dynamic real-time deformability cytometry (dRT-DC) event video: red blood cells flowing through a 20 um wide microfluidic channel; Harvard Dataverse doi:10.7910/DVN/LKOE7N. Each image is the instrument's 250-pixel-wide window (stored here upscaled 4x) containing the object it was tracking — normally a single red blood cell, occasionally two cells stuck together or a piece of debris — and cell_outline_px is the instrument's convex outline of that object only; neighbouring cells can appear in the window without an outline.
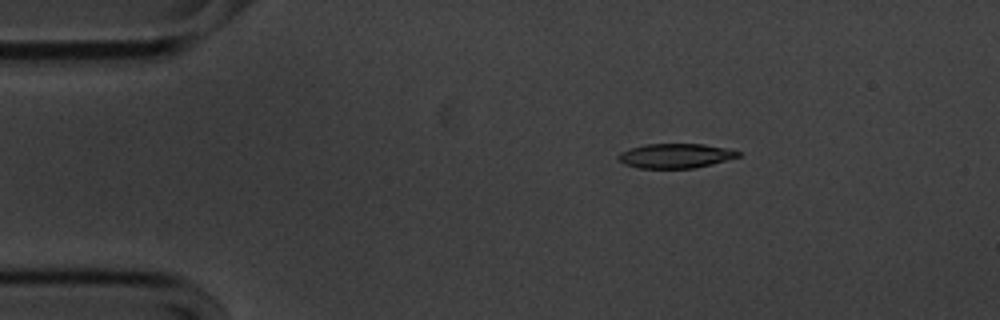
{"species": "common noctule bat (a hibernating species)", "species_latin": "Nyctalus noctula", "temperature_condition": "cold", "stored_images_in_passage": 47, "camera_frame_rate_fps": 3000, "um_per_image_px": 0.085, "animal": {"sex": "male", "body_mass_g": 20.1, "forearm_length_mm": 53.5}, "frame": {"image": 1, "passage_image": 1, "time_ms": 0.0, "image_size_px": [1000, 320], "cell_outline_px": [[740, 156], [692, 168], [640, 168], [624, 164], [616, 156], [620, 152], [632, 148], [648, 144], [704, 144], [724, 148], [740, 152]], "centroid_in_image_um": [57.36, 13.24], "position_along_channel_um": 27.6, "area_um2": 16.7}}
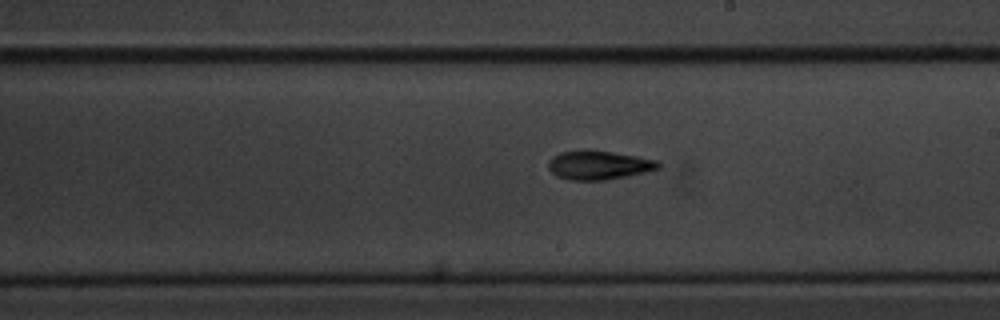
{"frame": {"image": 2, "passage_image": 23, "time_ms": 7.333, "image_size_px": [1000, 320], "cell_outline_px": [[660, 168], [628, 176], [604, 180], [568, 180], [556, 176], [548, 168], [548, 160], [552, 156], [560, 152], [584, 148], [588, 148], [636, 156], [656, 160], [660, 164]], "centroid_in_image_um": [50.83, 14.01], "position_along_channel_um": 238.2, "area_um2": 18.84}}
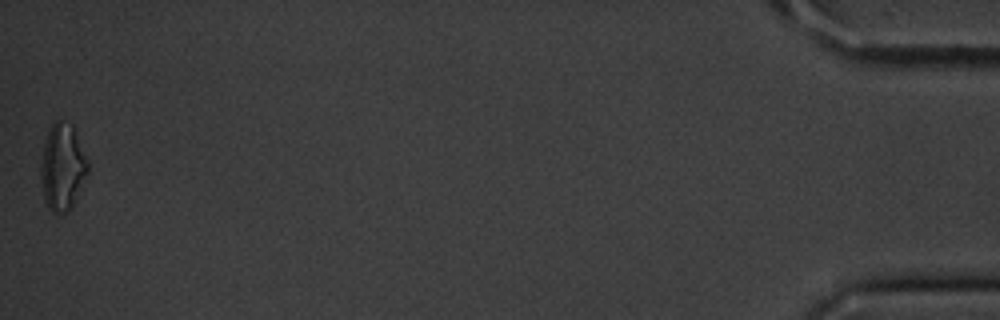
{"frame": {"image": 3, "passage_image": 47, "time_ms": 15.333, "image_size_px": [1000, 320], "cell_outline_px": [[88, 172], [72, 208], [64, 216], [52, 212], [48, 208], [44, 200], [40, 176], [40, 164], [44, 144], [48, 132], [52, 124], [56, 120], [60, 120], [72, 124], [88, 160]], "centroid_in_image_um": [5.3, 14.25], "position_along_channel_um": 429.9, "area_um2": 24.04}, "authors_computed_cell_mechanics": {"area_um2": 18.0336, "velocity_mm_per_s": 3.5882, "shape_relaxation_time_tau1_ms": 2.1751, "shape_relaxation_time_tau2_ms": 9.6935, "deformation_change_tau1": 0.1496, "deformation_change_tau2": 0.2142}}